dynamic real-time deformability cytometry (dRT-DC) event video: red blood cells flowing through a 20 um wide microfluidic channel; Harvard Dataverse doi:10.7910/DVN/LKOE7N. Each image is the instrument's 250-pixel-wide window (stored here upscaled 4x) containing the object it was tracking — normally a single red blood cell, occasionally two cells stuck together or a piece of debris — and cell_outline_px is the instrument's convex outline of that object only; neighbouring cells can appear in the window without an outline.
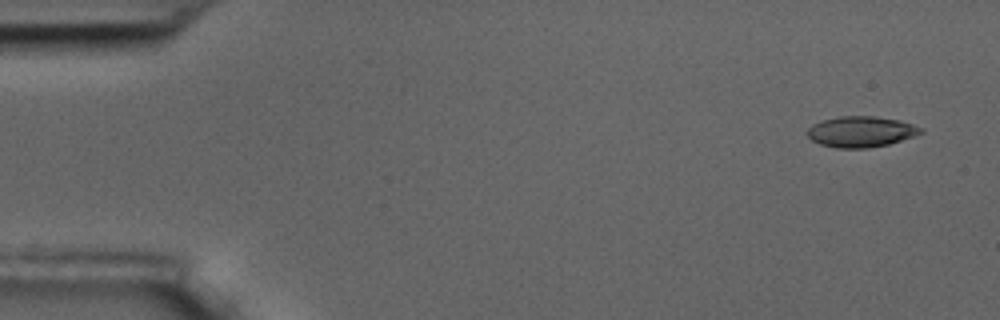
{"species": "common noctule bat (a hibernating species)", "species_latin": "Nyctalus noctula", "temperature_condition": "room temperature", "stored_images_in_passage": 5, "camera_frame_rate_fps": 3000, "um_per_image_px": 0.085, "animal": {"sex": "male", "body_mass_g": 17.5, "forearm_length_mm": 52.3}, "frame": {"image": 1, "passage_image": 1, "time_ms": 0.0, "image_size_px": [1000, 320], "cell_outline_px": [[924, 132], [888, 144], [868, 148], [836, 148], [820, 144], [812, 140], [808, 136], [808, 128], [812, 124], [824, 120], [840, 116], [876, 116], [900, 120], [924, 128]], "centroid_in_image_um": [73.19, 11.19], "position_along_channel_um": 11.8, "area_um2": 20.29}}
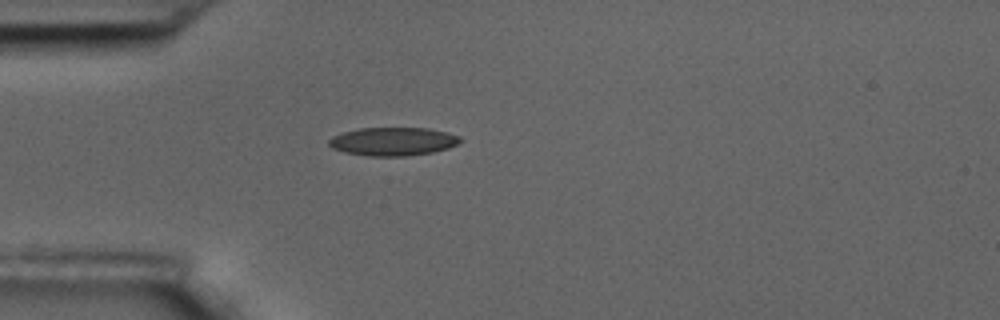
{"frame": {"image": 2, "passage_image": 4, "time_ms": 1.0, "image_size_px": [1000, 320], "cell_outline_px": [[464, 140], [448, 148], [432, 152], [408, 156], [368, 156], [344, 152], [332, 148], [328, 144], [328, 140], [332, 136], [344, 132], [360, 128], [428, 128], [448, 132], [460, 136]], "centroid_in_image_um": [33.42, 12.02], "position_along_channel_um": 51.6, "area_um2": 21.79}}